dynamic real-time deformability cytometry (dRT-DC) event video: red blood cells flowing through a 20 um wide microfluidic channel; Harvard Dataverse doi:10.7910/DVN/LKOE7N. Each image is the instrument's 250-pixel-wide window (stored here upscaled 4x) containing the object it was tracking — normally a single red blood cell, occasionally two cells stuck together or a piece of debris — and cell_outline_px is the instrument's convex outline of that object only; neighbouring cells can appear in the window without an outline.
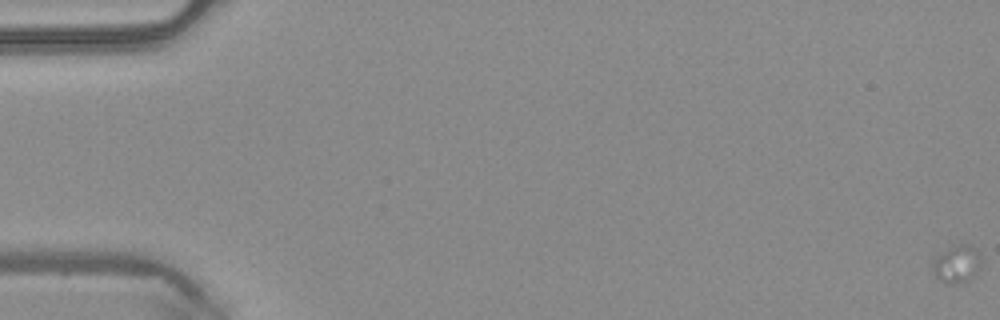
{"species": "common noctule bat (a hibernating species)", "species_latin": "Nyctalus noctula", "temperature_condition": "warm", "stored_images_in_passage": 6, "camera_frame_rate_fps": 3000, "um_per_image_px": 0.085, "animal": {"sex": "male", "body_mass_g": 20.4}, "frame": {"image": 1, "passage_image": 1, "time_ms": 0.0, "image_size_px": [1000, 320], "cell_outline_px": [[980, 268], [964, 284], [944, 284], [936, 276], [932, 268], [932, 260], [936, 256], [956, 244], [968, 244], [980, 256]], "centroid_in_image_um": [81.3, 22.48], "position_along_channel_um": 3.7, "area_um2": 10.58}}
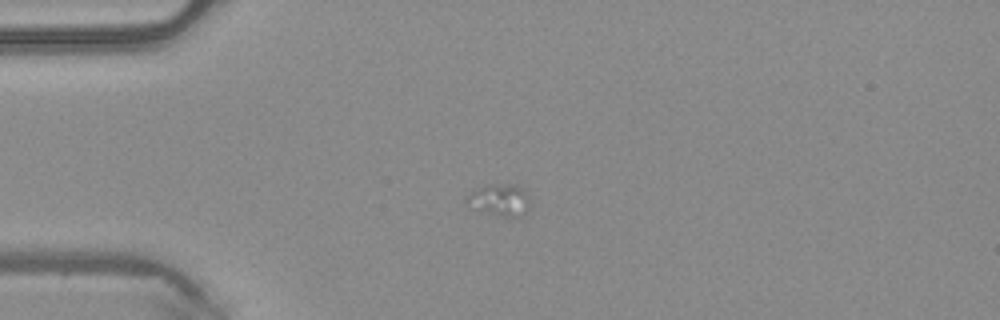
{"frame": {"image": 2, "passage_image": 5, "time_ms": 1.333, "image_size_px": [1000, 320], "cell_outline_px": [[528, 212], [520, 216], [500, 216], [468, 208], [464, 200], [464, 196], [476, 188], [520, 188], [528, 196]], "centroid_in_image_um": [42.36, 17.11], "position_along_channel_um": 42.6, "area_um2": 10.98}}